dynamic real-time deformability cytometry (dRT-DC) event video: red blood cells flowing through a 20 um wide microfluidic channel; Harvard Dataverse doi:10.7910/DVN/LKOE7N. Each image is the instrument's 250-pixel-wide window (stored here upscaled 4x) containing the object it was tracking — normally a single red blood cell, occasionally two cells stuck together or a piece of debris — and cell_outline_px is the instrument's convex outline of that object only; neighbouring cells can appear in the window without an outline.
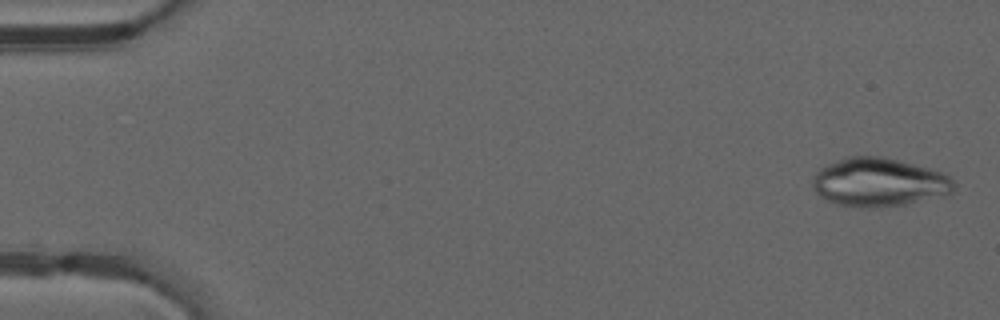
{"species": "common noctule bat (a hibernating species)", "species_latin": "Nyctalus noctula", "temperature_condition": "warm", "stored_images_in_passage": 49, "camera_frame_rate_fps": 3000, "um_per_image_px": 0.085, "animal": {"sex": "male", "forearm_length_mm": 52.5}, "frame": {"image": 1, "passage_image": 2, "time_ms": 0.333, "image_size_px": [1000, 320], "cell_outline_px": [[956, 184], [952, 192], [948, 196], [904, 204], [876, 208], [856, 208], [836, 204], [820, 196], [812, 188], [812, 180], [816, 172], [820, 168], [828, 164], [848, 156], [884, 156], [944, 172]], "centroid_in_image_um": [74.73, 15.5], "position_along_channel_um": 10.3, "area_um2": 40.52}}
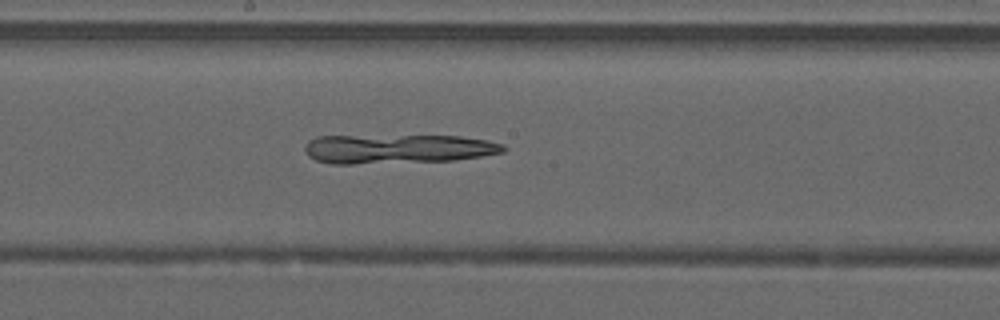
{"frame": {"image": 2, "passage_image": 27, "time_ms": 8.667, "image_size_px": [1000, 320], "cell_outline_px": [[508, 148], [504, 152], [456, 160], [352, 164], [332, 164], [316, 160], [308, 156], [304, 152], [304, 144], [308, 140], [316, 136], [460, 136], [488, 140], [504, 144]], "centroid_in_image_um": [33.78, 12.65], "position_along_channel_um": 214.4, "area_um2": 34.04}}
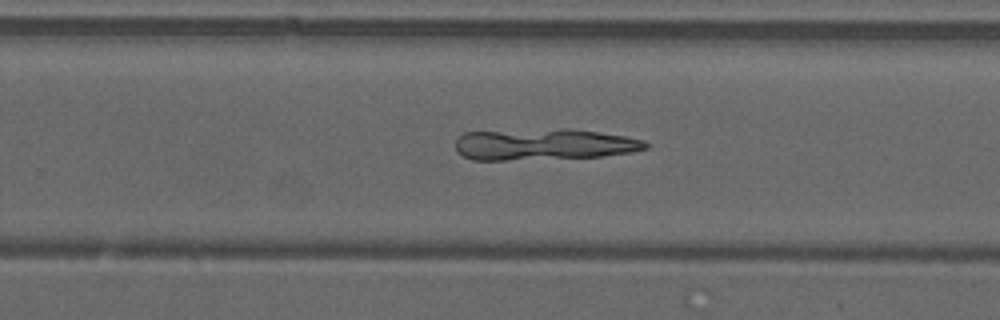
{"frame": {"image": 3, "passage_image": 32, "time_ms": 10.333, "image_size_px": [1000, 320], "cell_outline_px": [[652, 144], [648, 148], [632, 152], [600, 156], [508, 160], [472, 160], [456, 152], [456, 140], [464, 132], [560, 128], [572, 128], [624, 136], [644, 140]], "centroid_in_image_um": [46.23, 12.26], "position_along_channel_um": 283.6, "area_um2": 34.97}}